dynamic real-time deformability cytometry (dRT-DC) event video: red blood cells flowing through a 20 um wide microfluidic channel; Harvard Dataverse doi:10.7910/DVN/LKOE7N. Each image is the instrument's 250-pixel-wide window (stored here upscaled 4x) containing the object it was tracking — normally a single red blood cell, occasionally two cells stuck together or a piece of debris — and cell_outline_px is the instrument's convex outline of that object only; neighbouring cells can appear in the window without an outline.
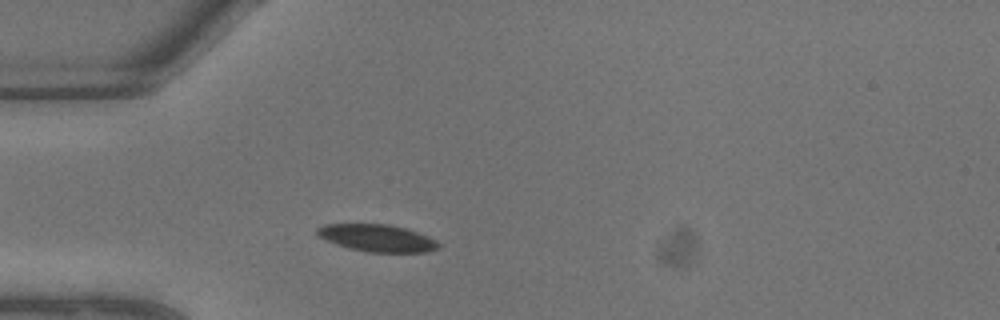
{"species": "common noctule bat (a hibernating species)", "species_latin": "Nyctalus noctula", "temperature_condition": "warm", "stored_images_in_passage": 7, "camera_frame_rate_fps": 3000, "um_per_image_px": 0.085, "animal": {"sex": "male", "body_mass_g": 13.3}, "frame": {"image": 1, "passage_image": 4, "time_ms": 1.0, "image_size_px": [1000, 320], "cell_outline_px": [[440, 248], [428, 252], [368, 252], [348, 248], [336, 244], [316, 236], [316, 228], [324, 224], [388, 224], [404, 228], [428, 236], [436, 240], [440, 244]], "centroid_in_image_um": [32.04, 20.23], "position_along_channel_um": 53.0, "area_um2": 19.31}}
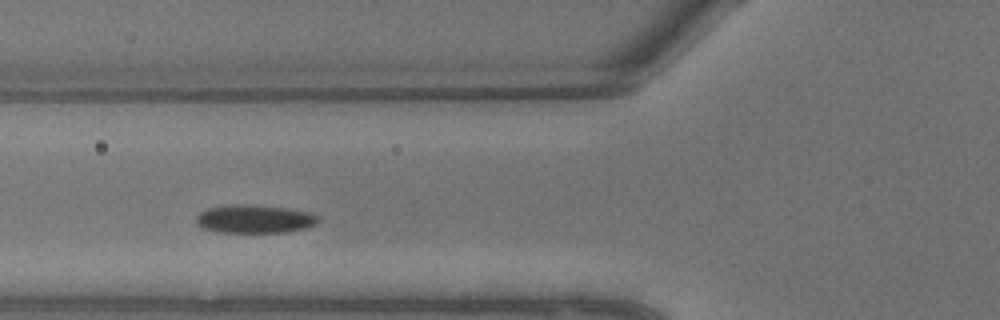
{"frame": {"image": 2, "passage_image": 6, "time_ms": 1.667, "image_size_px": [1000, 320], "cell_outline_px": [[320, 220], [316, 224], [304, 228], [288, 232], [220, 232], [204, 228], [196, 224], [196, 216], [200, 212], [208, 208], [236, 204], [244, 204], [284, 208], [308, 212], [316, 216]], "centroid_in_image_um": [21.61, 18.62], "position_along_channel_um": 104.2, "area_um2": 19.83}}
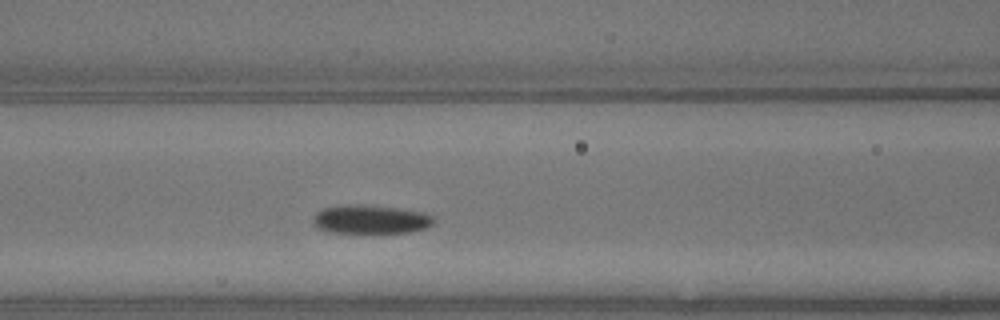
{"frame": {"image": 3, "passage_image": 7, "time_ms": 2.0, "image_size_px": [1000, 320], "cell_outline_px": [[436, 220], [432, 224], [424, 228], [408, 232], [332, 232], [320, 228], [312, 220], [316, 212], [324, 208], [336, 204], [364, 204], [400, 208], [424, 212], [436, 216]], "centroid_in_image_um": [31.54, 18.61], "position_along_channel_um": 135.1, "area_um2": 20.29}}